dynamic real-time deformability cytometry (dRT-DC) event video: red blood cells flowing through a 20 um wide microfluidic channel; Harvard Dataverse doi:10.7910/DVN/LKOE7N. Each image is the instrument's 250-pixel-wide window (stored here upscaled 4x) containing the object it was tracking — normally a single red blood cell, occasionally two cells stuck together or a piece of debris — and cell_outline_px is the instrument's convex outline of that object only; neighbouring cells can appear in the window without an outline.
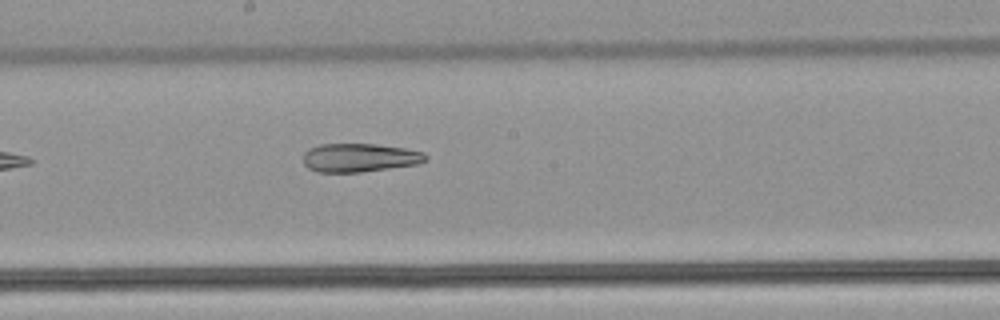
{"species": "common noctule bat (a hibernating species)", "species_latin": "Nyctalus noctula", "temperature_condition": "warm", "stored_images_in_passage": 8, "camera_frame_rate_fps": 3000, "um_per_image_px": 0.085, "animal": {"sex": "male", "body_mass_g": 21.5, "forearm_length_mm": 52.0}, "frame": {"image": 1, "passage_image": 8, "time_ms": 2.333, "image_size_px": [1000, 320], "cell_outline_px": [[428, 160], [416, 164], [360, 172], [316, 172], [308, 168], [304, 164], [304, 152], [308, 148], [320, 144], [376, 144], [404, 148], [424, 152], [428, 156]], "centroid_in_image_um": [30.55, 13.4], "position_along_channel_um": 217.7, "area_um2": 20.4}}